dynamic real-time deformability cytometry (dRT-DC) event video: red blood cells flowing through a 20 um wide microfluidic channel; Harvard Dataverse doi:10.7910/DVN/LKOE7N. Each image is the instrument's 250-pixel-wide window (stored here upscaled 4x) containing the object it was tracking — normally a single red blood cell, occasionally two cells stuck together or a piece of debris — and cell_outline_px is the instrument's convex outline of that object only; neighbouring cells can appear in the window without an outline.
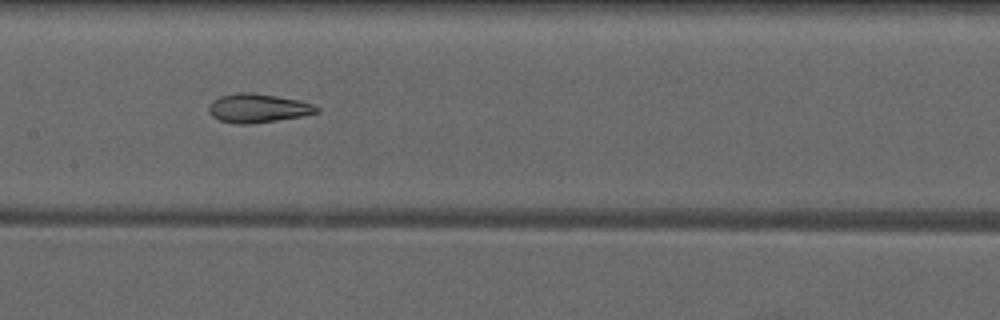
{"species": "common noctule bat (a hibernating species)", "species_latin": "Nyctalus noctula", "temperature_condition": "warm", "stored_images_in_passage": 8, "camera_frame_rate_fps": 3000, "um_per_image_px": 0.085, "animal": {"sex": "male", "forearm_length_mm": 52.5}, "frame": {"image": 1, "passage_image": 6, "time_ms": 8.667, "image_size_px": [1000, 320], "cell_outline_px": [[320, 112], [300, 116], [276, 120], [248, 124], [236, 124], [220, 120], [212, 116], [208, 112], [208, 104], [212, 100], [220, 96], [236, 92], [248, 92], [276, 96], [296, 100], [312, 104], [320, 108]], "centroid_in_image_um": [21.86, 9.19], "position_along_channel_um": 185.5, "area_um2": 18.03}}
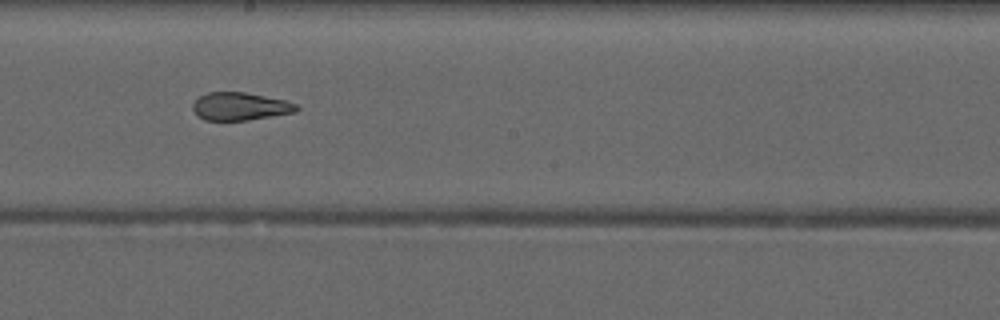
{"frame": {"image": 2, "passage_image": 7, "time_ms": 9.667, "image_size_px": [1000, 320], "cell_outline_px": [[300, 108], [296, 112], [248, 120], [204, 120], [192, 108], [192, 104], [200, 96], [208, 92], [244, 92], [284, 100], [296, 104]], "centroid_in_image_um": [20.42, 9.04], "position_along_channel_um": 227.8, "area_um2": 16.65}}
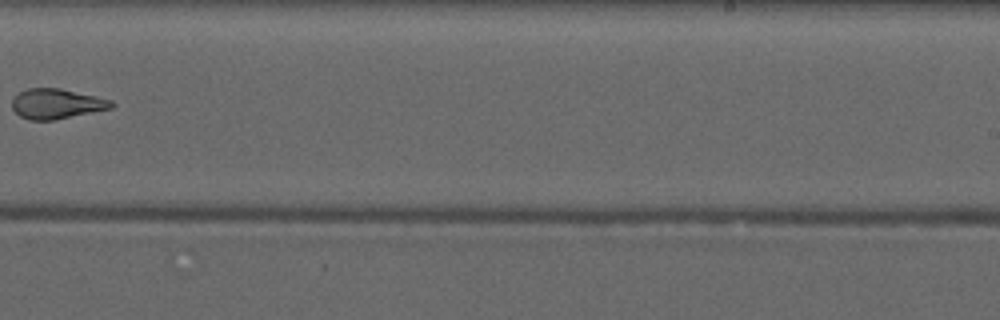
{"frame": {"image": 3, "passage_image": 8, "time_ms": 11.0, "image_size_px": [1000, 320], "cell_outline_px": [[116, 104], [112, 108], [56, 120], [28, 120], [20, 116], [12, 108], [12, 96], [16, 92], [28, 88], [60, 88], [96, 96], [112, 100]], "centroid_in_image_um": [4.79, 8.82], "position_along_channel_um": 284.2, "area_um2": 17.69}}